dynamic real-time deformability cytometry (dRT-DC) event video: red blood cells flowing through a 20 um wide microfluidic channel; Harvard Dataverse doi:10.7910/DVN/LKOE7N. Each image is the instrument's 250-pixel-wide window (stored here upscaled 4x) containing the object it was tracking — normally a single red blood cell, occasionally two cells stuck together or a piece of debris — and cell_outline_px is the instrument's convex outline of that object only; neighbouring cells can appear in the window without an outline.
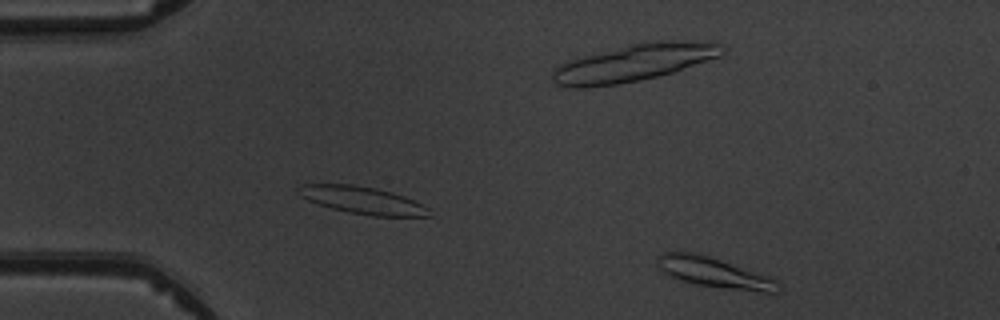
{"species": "common noctule bat (a hibernating species)", "species_latin": "Nyctalus noctula", "temperature_condition": "warm", "stored_images_in_passage": 7, "camera_frame_rate_fps": 3000, "um_per_image_px": 0.085, "animal": {"sex": "male", "body_mass_g": 19.5, "forearm_length_mm": 54.6}, "frame": {"image": 1, "passage_image": 1, "time_ms": 0.0, "image_size_px": [1000, 320], "cell_outline_px": [[780, 288], [772, 296], [768, 296], [696, 284], [672, 276], [664, 272], [656, 264], [660, 256], [664, 252], [692, 252], [708, 256], [768, 276], [776, 280], [780, 284]], "centroid_in_image_um": [60.86, 23.24], "position_along_channel_um": 24.1, "area_um2": 21.44}}
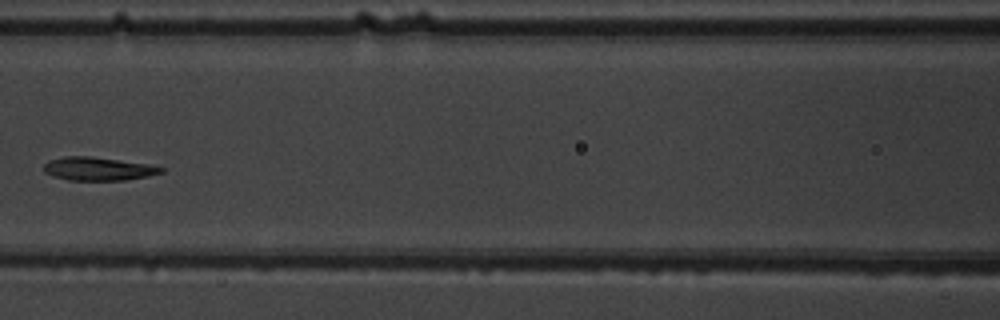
{"frame": {"image": 2, "passage_image": 6, "time_ms": 5.667, "image_size_px": [1000, 320], "cell_outline_px": [[164, 172], [148, 176], [124, 180], [68, 180], [52, 176], [44, 172], [44, 164], [48, 160], [64, 156], [88, 156], [152, 164], [164, 168]], "centroid_in_image_um": [8.35, 14.34], "position_along_channel_um": 158.3, "area_um2": 16.07}}
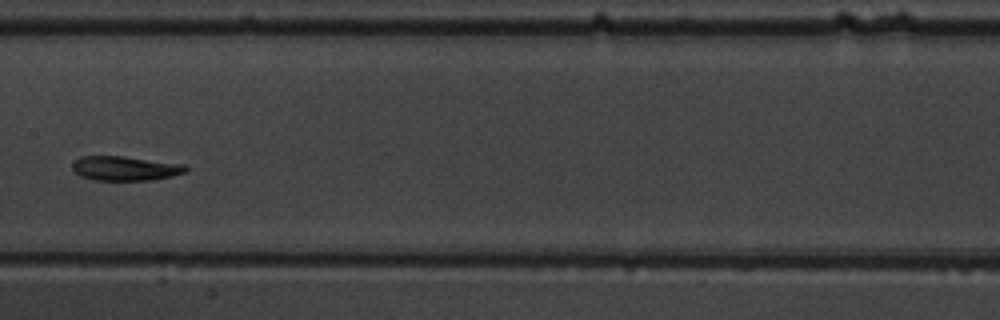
{"frame": {"image": 3, "passage_image": 7, "time_ms": 6.667, "image_size_px": [1000, 320], "cell_outline_px": [[188, 172], [172, 176], [152, 180], [96, 180], [80, 176], [72, 168], [72, 164], [80, 156], [124, 156], [184, 164], [188, 168]], "centroid_in_image_um": [10.67, 14.31], "position_along_channel_um": 196.7, "area_um2": 16.18}}